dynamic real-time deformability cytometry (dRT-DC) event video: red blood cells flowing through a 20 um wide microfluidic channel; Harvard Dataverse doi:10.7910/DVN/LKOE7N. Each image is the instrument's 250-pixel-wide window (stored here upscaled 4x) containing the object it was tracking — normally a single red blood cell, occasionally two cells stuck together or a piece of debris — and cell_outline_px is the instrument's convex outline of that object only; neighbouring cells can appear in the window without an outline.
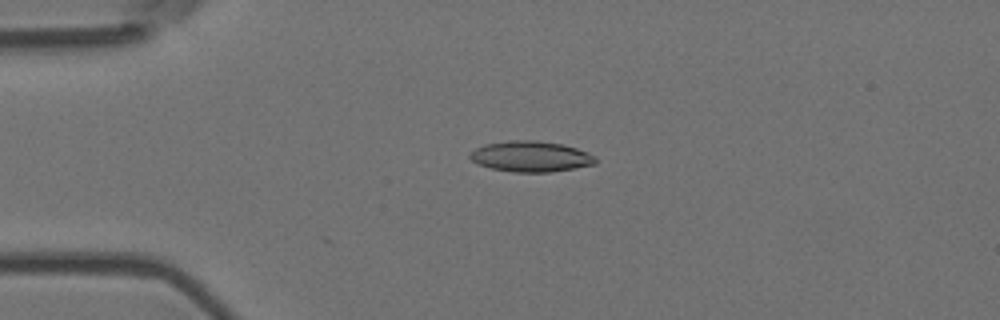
{"species": "Egyptian fruit bat (a non-hibernating species)", "species_latin": "Rousettus aegyptiacus", "temperature_condition": "room temperature", "stored_images_in_passage": 5, "camera_frame_rate_fps": 3000, "um_per_image_px": 0.085, "animal": {"sex": "female"}, "frame": {"image": 1, "passage_image": 4, "time_ms": 1.0, "image_size_px": [1000, 320], "cell_outline_px": [[596, 164], [552, 172], [512, 172], [492, 168], [480, 164], [472, 160], [468, 156], [476, 148], [484, 144], [512, 140], [536, 140], [564, 144], [588, 152], [596, 156]], "centroid_in_image_um": [45.16, 13.29], "position_along_channel_um": 39.8, "area_um2": 22.48}}